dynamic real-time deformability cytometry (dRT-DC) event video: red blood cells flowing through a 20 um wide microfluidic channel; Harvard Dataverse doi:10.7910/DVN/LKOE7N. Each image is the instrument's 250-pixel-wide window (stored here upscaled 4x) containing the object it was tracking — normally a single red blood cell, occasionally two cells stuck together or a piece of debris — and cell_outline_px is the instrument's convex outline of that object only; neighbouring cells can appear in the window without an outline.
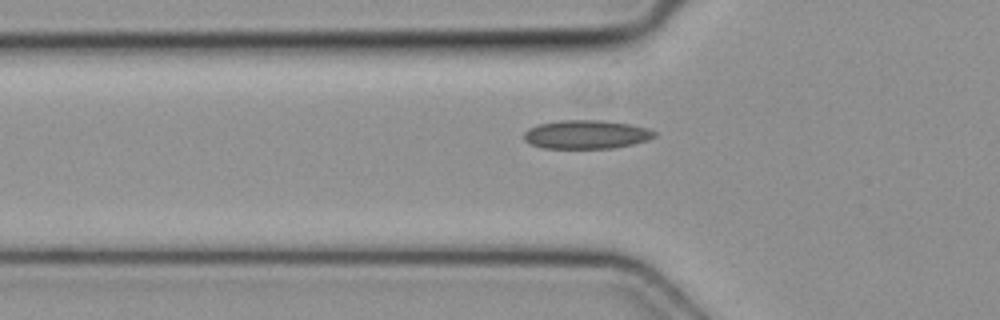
{"species": "common noctule bat (a hibernating species)", "species_latin": "Nyctalus noctula", "temperature_condition": "cold", "stored_images_in_passage": 5, "camera_frame_rate_fps": 3000, "um_per_image_px": 0.085, "animal": {"sex": "female", "body_mass_g": 19.3, "forearm_length_mm": 54.1}, "frame": {"image": 1, "passage_image": 5, "time_ms": 1.333, "image_size_px": [1000, 320], "cell_outline_px": [[656, 136], [648, 140], [632, 144], [612, 148], [544, 148], [532, 144], [524, 140], [524, 132], [528, 128], [536, 124], [560, 120], [604, 120], [628, 124], [648, 128], [656, 132]], "centroid_in_image_um": [49.82, 11.42], "position_along_channel_um": 76.0, "area_um2": 21.85}}